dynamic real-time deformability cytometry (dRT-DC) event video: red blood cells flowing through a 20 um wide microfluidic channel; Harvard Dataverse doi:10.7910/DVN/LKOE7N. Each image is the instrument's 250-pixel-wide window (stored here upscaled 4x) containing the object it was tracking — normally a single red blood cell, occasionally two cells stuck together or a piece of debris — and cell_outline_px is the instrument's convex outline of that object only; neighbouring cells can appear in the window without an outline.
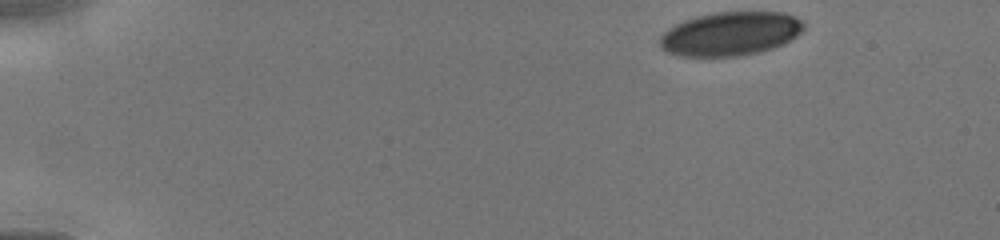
{"species": "human", "species_latin": "Homo sapiens", "temperature_condition": "cold", "stored_images_in_passage": 53, "camera_frame_rate_fps": 3000, "um_per_image_px": 0.085, "donor": {"sex": "male"}, "frame": {"image": 1, "passage_image": 1, "time_ms": 0.0, "image_size_px": [1000, 240], "cell_outline_px": [[804, 28], [796, 36], [784, 44], [760, 52], [736, 56], [680, 56], [668, 52], [660, 48], [660, 36], [668, 28], [684, 20], [696, 16], [716, 12], [784, 12], [796, 16], [804, 24]], "centroid_in_image_um": [62.08, 2.86], "position_along_channel_um": 22.9, "area_um2": 36.76}}
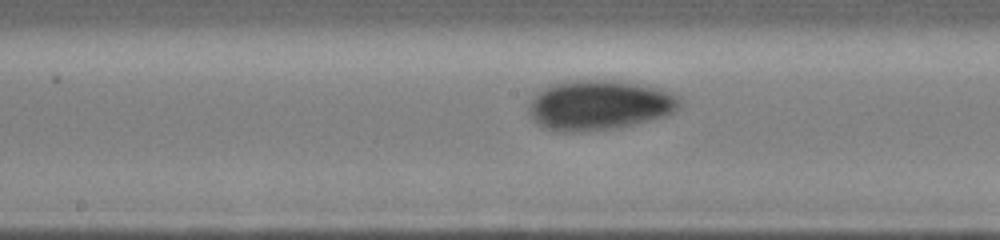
{"frame": {"image": 2, "passage_image": 19, "time_ms": 6.333, "image_size_px": [1000, 240], "cell_outline_px": [[684, 104], [680, 108], [664, 116], [636, 124], [616, 128], [568, 132], [564, 132], [544, 128], [532, 120], [528, 112], [528, 104], [536, 92], [552, 84], [568, 80], [616, 80], [660, 88], [680, 96]], "centroid_in_image_um": [50.94, 8.92], "position_along_channel_um": 197.3, "area_um2": 44.33}}
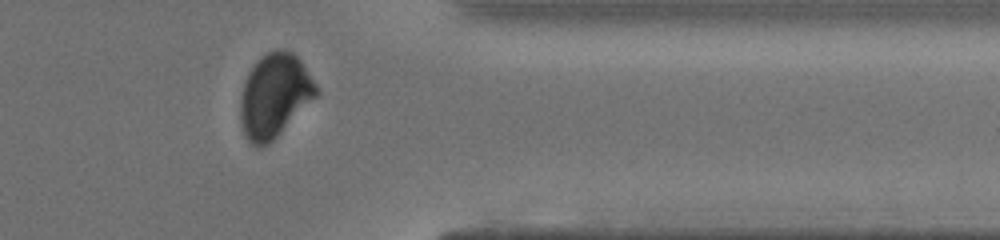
{"frame": {"image": 3, "passage_image": 42, "time_ms": 10.667, "image_size_px": [1000, 240], "cell_outline_px": [[320, 92], [268, 144], [260, 148], [256, 148], [244, 136], [240, 120], [240, 100], [244, 80], [248, 72], [268, 52], [276, 48], [292, 52], [300, 60], [316, 84]], "centroid_in_image_um": [23.31, 8.14], "position_along_channel_um": 388.1, "area_um2": 36.53}}